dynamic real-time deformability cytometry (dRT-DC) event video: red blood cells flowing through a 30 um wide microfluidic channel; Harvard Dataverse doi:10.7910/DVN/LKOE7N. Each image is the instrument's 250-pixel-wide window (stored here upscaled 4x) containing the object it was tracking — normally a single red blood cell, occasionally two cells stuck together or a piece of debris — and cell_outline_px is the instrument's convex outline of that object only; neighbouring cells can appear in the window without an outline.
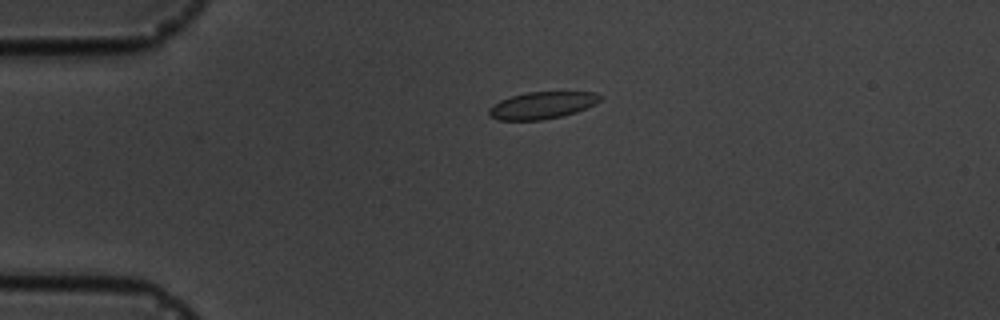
{"species": "common noctule bat (a hibernating species)", "species_latin": "Nyctalus noctula", "temperature_condition": "cold", "stored_images_in_passage": 3, "camera_frame_rate_fps": 3000, "um_per_image_px": 0.085, "animal": {"sex": "male", "body_mass_g": 19.5, "forearm_length_mm": 54.6}, "frame": {"image": 1, "passage_image": 2, "time_ms": 1.333, "image_size_px": [1000, 320], "cell_outline_px": [[604, 96], [596, 104], [576, 112], [560, 116], [540, 120], [500, 120], [488, 116], [488, 108], [500, 100], [512, 96], [528, 92], [596, 92]], "centroid_in_image_um": [46.09, 8.95], "position_along_channel_um": 38.9, "area_um2": 17.51}}